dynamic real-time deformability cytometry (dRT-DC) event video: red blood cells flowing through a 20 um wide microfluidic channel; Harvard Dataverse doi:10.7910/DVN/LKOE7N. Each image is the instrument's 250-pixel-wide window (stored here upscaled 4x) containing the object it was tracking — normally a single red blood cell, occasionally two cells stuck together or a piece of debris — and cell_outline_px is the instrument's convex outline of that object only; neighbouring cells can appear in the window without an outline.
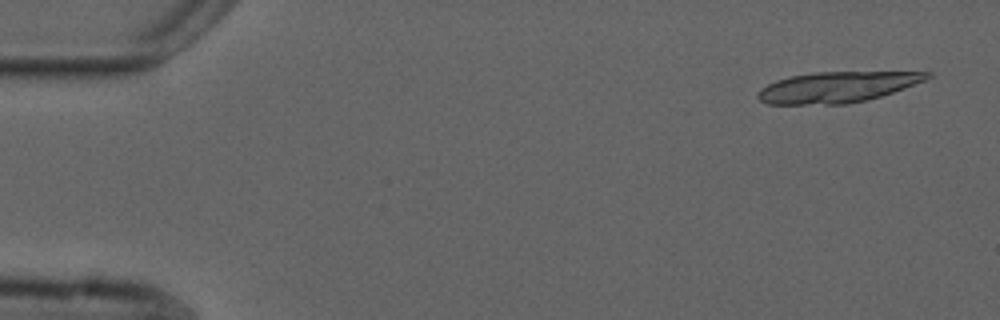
{"species": "common noctule bat (a hibernating species)", "species_latin": "Nyctalus noctula", "temperature_condition": "cold", "stored_images_in_passage": 6, "camera_frame_rate_fps": 3000, "um_per_image_px": 0.085, "animal": {"sex": "male", "forearm_length_mm": 52.5}, "frame": {"image": 1, "passage_image": 1, "time_ms": 0.0, "image_size_px": [1000, 320], "cell_outline_px": [[932, 76], [924, 80], [904, 88], [868, 100], [848, 104], [768, 104], [760, 100], [756, 96], [756, 92], [760, 88], [776, 80], [792, 76], [812, 72], [932, 72]], "centroid_in_image_um": [71.11, 7.41], "position_along_channel_um": 13.9, "area_um2": 30.23}}
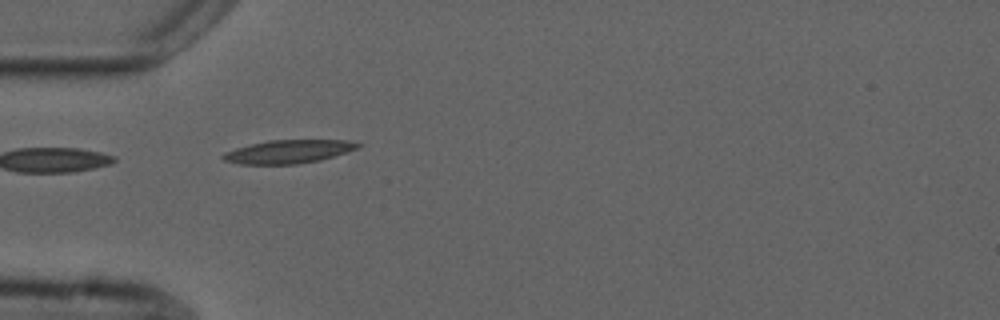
{"frame": {"image": 2, "passage_image": 5, "time_ms": 4.667, "image_size_px": [1000, 320], "cell_outline_px": [[364, 144], [356, 148], [320, 160], [296, 164], [240, 164], [224, 160], [220, 156], [224, 152], [236, 148], [268, 140], [348, 140]], "centroid_in_image_um": [24.49, 12.88], "position_along_channel_um": 60.5, "area_um2": 18.15}}
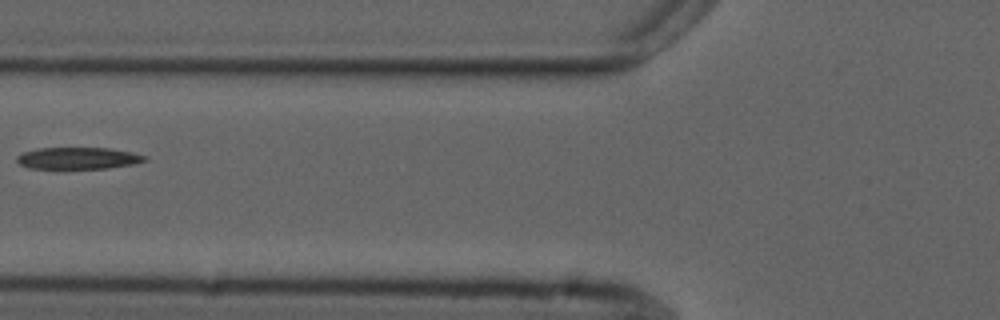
{"frame": {"image": 3, "passage_image": 6, "time_ms": 6.333, "image_size_px": [1000, 320], "cell_outline_px": [[148, 160], [132, 164], [108, 168], [28, 168], [20, 164], [16, 160], [16, 156], [24, 152], [36, 148], [108, 148], [132, 152], [144, 156]], "centroid_in_image_um": [6.61, 13.44], "position_along_channel_um": 119.2, "area_um2": 16.07}}